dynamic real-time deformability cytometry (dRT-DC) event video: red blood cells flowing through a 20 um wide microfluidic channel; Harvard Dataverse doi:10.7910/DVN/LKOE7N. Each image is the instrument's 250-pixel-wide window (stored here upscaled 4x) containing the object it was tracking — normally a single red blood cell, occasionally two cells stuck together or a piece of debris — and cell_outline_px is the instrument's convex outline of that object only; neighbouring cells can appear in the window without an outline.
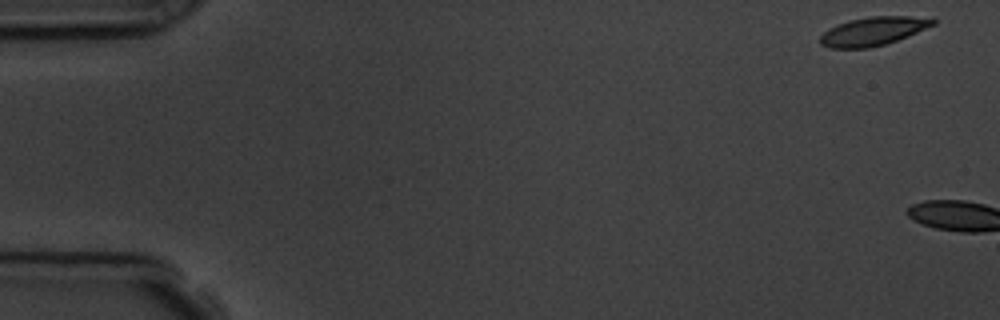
{"species": "common noctule bat (a hibernating species)", "species_latin": "Nyctalus noctula", "temperature_condition": "room temperature", "stored_images_in_passage": 6, "camera_frame_rate_fps": 3000, "um_per_image_px": 0.085, "animal": {"sex": "male", "body_mass_g": 19.5, "forearm_length_mm": 54.6}, "frame": {"image": 1, "passage_image": 1, "time_ms": 0.0, "image_size_px": [1000, 320], "cell_outline_px": [[936, 24], [908, 36], [884, 44], [868, 48], [828, 48], [820, 44], [820, 36], [828, 28], [836, 24], [848, 20], [868, 16], [932, 16], [936, 20]], "centroid_in_image_um": [74.24, 2.63], "position_along_channel_um": 10.8, "area_um2": 19.07}}